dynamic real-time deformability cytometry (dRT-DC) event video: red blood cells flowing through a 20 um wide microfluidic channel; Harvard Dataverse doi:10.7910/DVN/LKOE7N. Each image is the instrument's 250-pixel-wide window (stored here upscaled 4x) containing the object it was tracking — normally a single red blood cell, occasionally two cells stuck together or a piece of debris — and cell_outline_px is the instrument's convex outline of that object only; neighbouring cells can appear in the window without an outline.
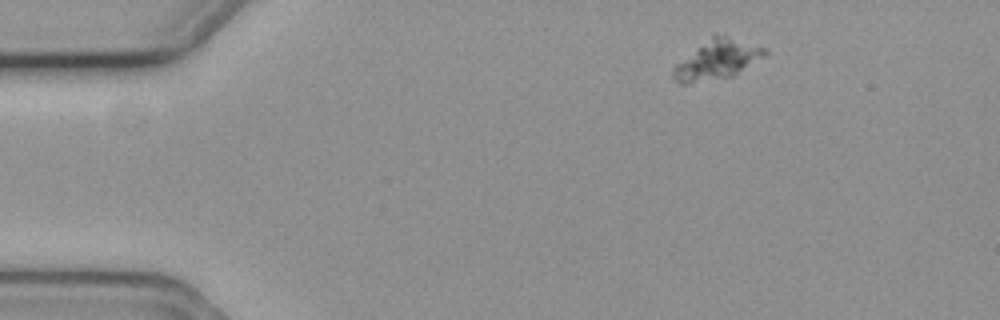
{"species": "common noctule bat (a hibernating species)", "species_latin": "Nyctalus noctula", "temperature_condition": "cold", "stored_images_in_passage": 5, "camera_frame_rate_fps": 3000, "um_per_image_px": 0.085, "animal": {"sex": "female", "body_mass_g": 19.3, "forearm_length_mm": 54.1}, "frame": {"image": 1, "passage_image": 1, "time_ms": 0.0, "image_size_px": [1000, 320], "cell_outline_px": [[768, 52], [764, 56], [732, 76], [688, 84], [680, 84], [672, 80], [672, 68], [676, 64], [712, 36], [728, 36], [768, 48]], "centroid_in_image_um": [60.94, 5.1], "position_along_channel_um": 24.1, "area_um2": 20.63}}
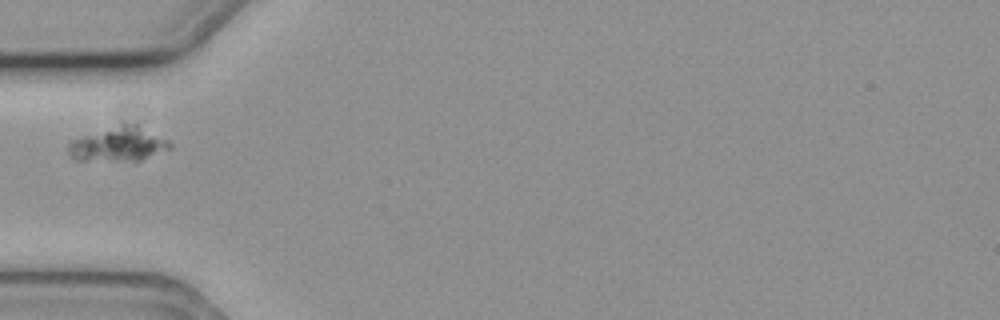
{"frame": {"image": 2, "passage_image": 4, "time_ms": 1.0, "image_size_px": [1000, 320], "cell_outline_px": [[172, 148], [140, 160], [72, 160], [68, 156], [68, 140], [124, 120], [136, 124], [168, 140], [172, 144]], "centroid_in_image_um": [9.99, 12.21], "position_along_channel_um": 75.0, "area_um2": 20.98}}
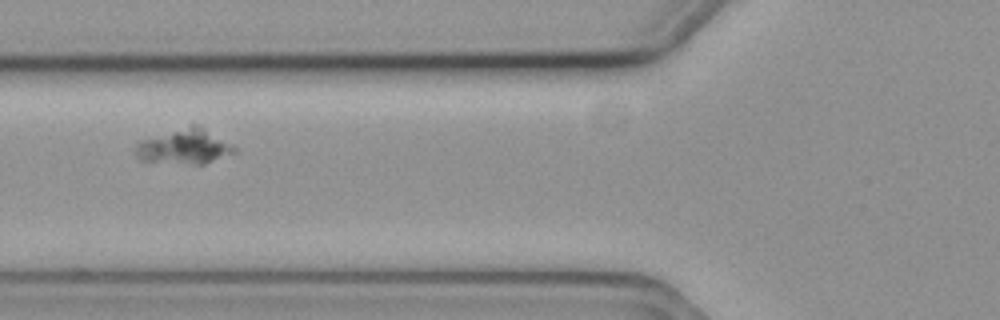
{"frame": {"image": 3, "passage_image": 5, "time_ms": 1.333, "image_size_px": [1000, 320], "cell_outline_px": [[236, 152], [204, 164], [196, 164], [140, 160], [136, 156], [136, 144], [140, 140], [192, 124], [204, 128], [232, 144], [236, 148]], "centroid_in_image_um": [15.68, 12.46], "position_along_channel_um": 110.1, "area_um2": 19.77}}